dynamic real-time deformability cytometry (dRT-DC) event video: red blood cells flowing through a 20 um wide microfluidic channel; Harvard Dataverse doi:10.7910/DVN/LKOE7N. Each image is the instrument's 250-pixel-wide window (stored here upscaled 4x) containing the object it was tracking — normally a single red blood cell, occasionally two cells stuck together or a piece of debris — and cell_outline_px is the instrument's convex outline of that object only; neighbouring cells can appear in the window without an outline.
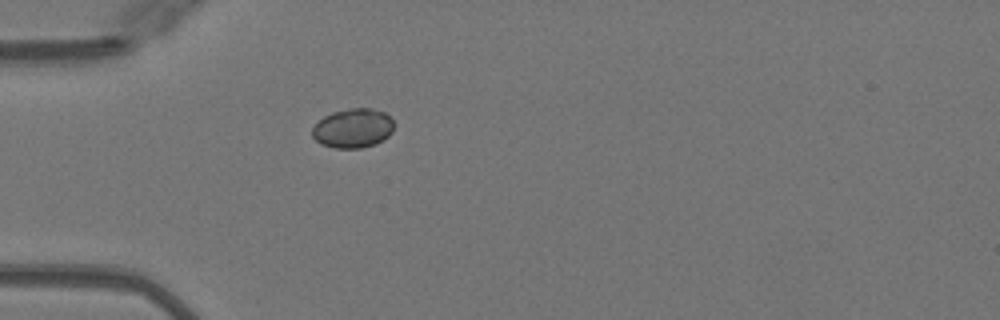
{"species": "Egyptian fruit bat (a non-hibernating species)", "species_latin": "Rousettus aegyptiacus", "temperature_condition": "warm", "stored_images_in_passage": 36, "camera_frame_rate_fps": 3000, "um_per_image_px": 0.085, "animal": {"sex": "female"}, "frame": {"image": 1, "passage_image": 1, "time_ms": 0.0, "image_size_px": [1000, 320], "cell_outline_px": [[392, 132], [384, 140], [376, 144], [360, 148], [336, 148], [320, 144], [312, 136], [312, 128], [324, 116], [332, 112], [352, 108], [368, 108], [384, 112], [392, 120]], "centroid_in_image_um": [29.99, 10.91], "position_along_channel_um": 55.0, "area_um2": 18.61}}
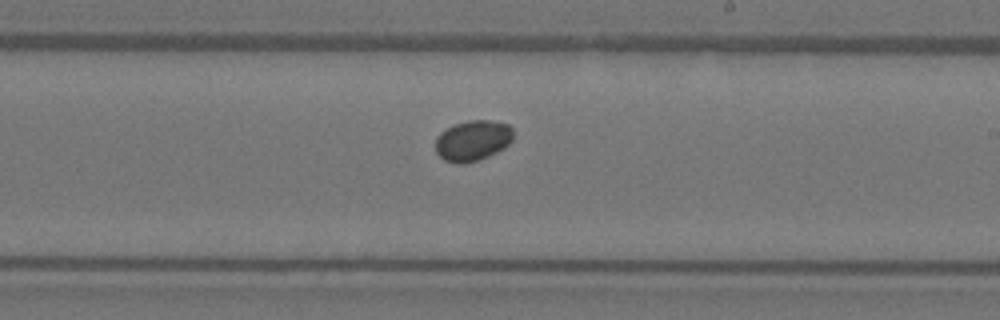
{"frame": {"image": 2, "passage_image": 16, "time_ms": 5.0, "image_size_px": [1000, 320], "cell_outline_px": [[512, 140], [508, 144], [496, 152], [480, 160], [464, 164], [456, 164], [444, 160], [436, 152], [436, 136], [440, 132], [456, 124], [468, 120], [488, 120], [508, 124], [512, 128]], "centroid_in_image_um": [40.16, 11.96], "position_along_channel_um": 248.8, "area_um2": 18.38}}
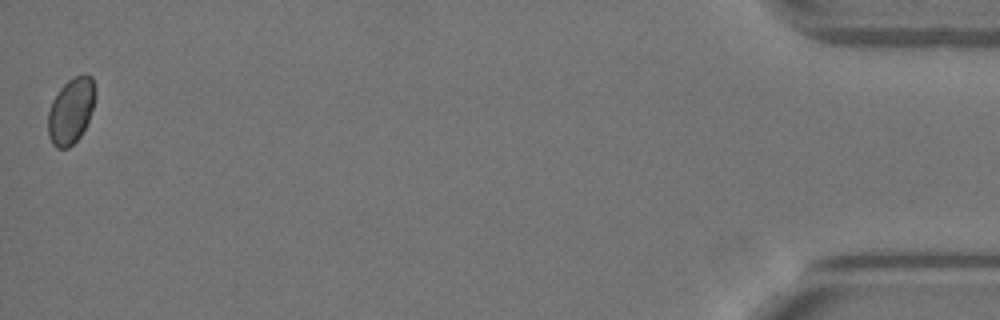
{"frame": {"image": 3, "passage_image": 36, "time_ms": 11.667, "image_size_px": [1000, 320], "cell_outline_px": [[96, 92], [92, 108], [88, 120], [80, 136], [68, 148], [56, 148], [52, 144], [48, 136], [48, 112], [52, 100], [60, 88], [68, 80], [84, 72], [88, 72], [92, 76], [96, 88]], "centroid_in_image_um": [6.03, 9.38], "position_along_channel_um": 429.2, "area_um2": 18.26}}